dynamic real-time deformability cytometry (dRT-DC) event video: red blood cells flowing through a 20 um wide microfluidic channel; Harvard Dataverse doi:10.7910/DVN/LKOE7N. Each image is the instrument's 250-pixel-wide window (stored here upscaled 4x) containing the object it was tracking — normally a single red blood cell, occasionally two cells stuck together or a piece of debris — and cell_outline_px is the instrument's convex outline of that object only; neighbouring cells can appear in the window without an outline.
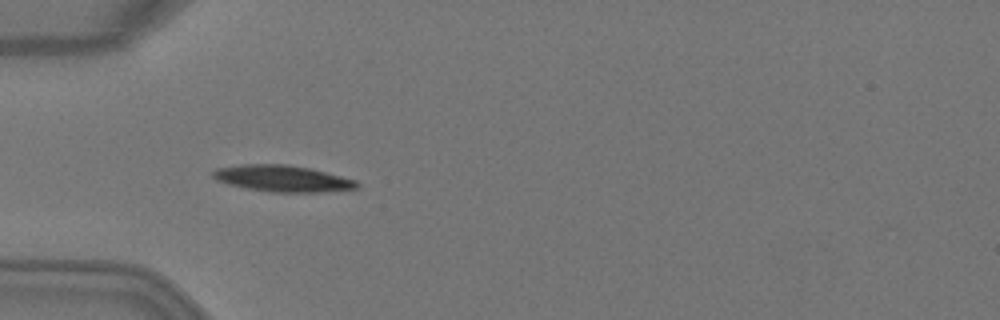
{"species": "Egyptian fruit bat (a non-hibernating species)", "species_latin": "Rousettus aegyptiacus", "temperature_condition": "warm", "stored_images_in_passage": 6, "camera_frame_rate_fps": 3000, "um_per_image_px": 0.085, "animal": {"sex": "female"}, "frame": {"image": 1, "passage_image": 5, "time_ms": 1.333, "image_size_px": [1000, 320], "cell_outline_px": [[360, 184], [356, 188], [320, 192], [268, 192], [244, 188], [228, 184], [216, 180], [212, 176], [212, 172], [216, 168], [240, 164], [288, 164], [312, 168], [356, 180]], "centroid_in_image_um": [23.98, 15.16], "position_along_channel_um": 61.0, "area_um2": 22.37}}